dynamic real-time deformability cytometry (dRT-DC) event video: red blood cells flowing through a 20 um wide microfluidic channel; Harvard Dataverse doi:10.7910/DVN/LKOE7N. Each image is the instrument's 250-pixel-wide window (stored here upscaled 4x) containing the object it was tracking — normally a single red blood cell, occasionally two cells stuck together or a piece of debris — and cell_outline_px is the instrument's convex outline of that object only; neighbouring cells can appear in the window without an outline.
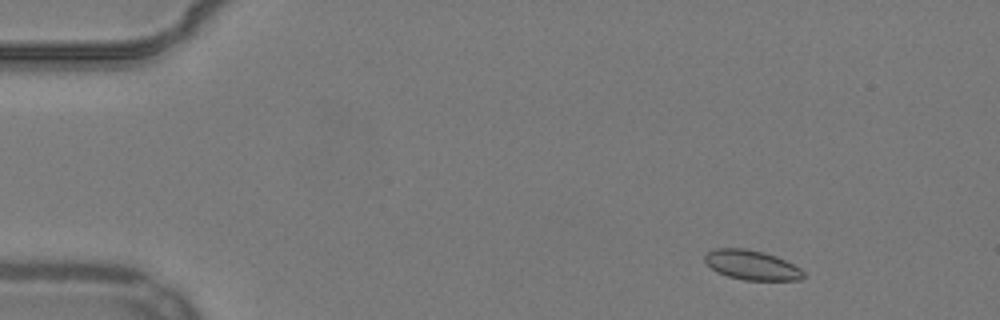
{"species": "common noctule bat (a hibernating species)", "species_latin": "Nyctalus noctula", "temperature_condition": "warm", "stored_images_in_passage": 51, "camera_frame_rate_fps": 3000, "um_per_image_px": 0.085, "animal": {"sex": "male", "body_mass_g": 19.2, "forearm_length_mm": 51.8}, "frame": {"image": 1, "passage_image": 4, "time_ms": 1.0, "image_size_px": [1000, 320], "cell_outline_px": [[804, 276], [800, 280], [744, 280], [728, 276], [716, 272], [704, 260], [704, 256], [708, 252], [716, 248], [744, 248], [764, 252], [776, 256], [800, 268], [804, 272]], "centroid_in_image_um": [63.89, 22.53], "position_along_channel_um": 21.1, "area_um2": 16.94}}
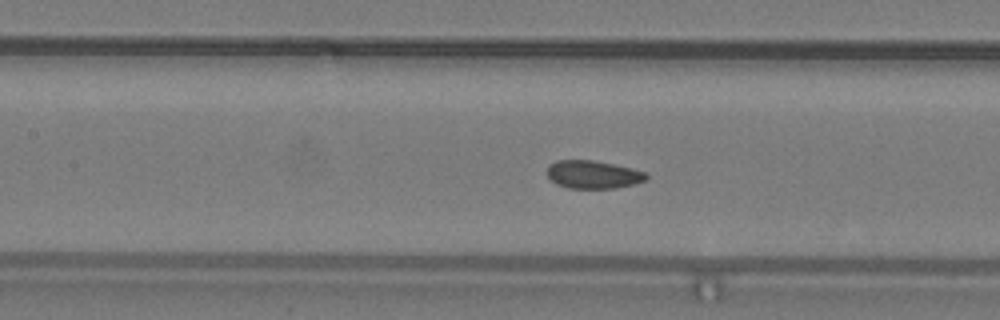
{"frame": {"image": 2, "passage_image": 22, "time_ms": 7.0, "image_size_px": [1000, 320], "cell_outline_px": [[648, 180], [632, 184], [612, 188], [568, 188], [556, 184], [548, 176], [548, 168], [556, 160], [592, 160], [632, 168], [644, 172], [648, 176]], "centroid_in_image_um": [50.42, 14.83], "position_along_channel_um": 157.0, "area_um2": 15.95}}
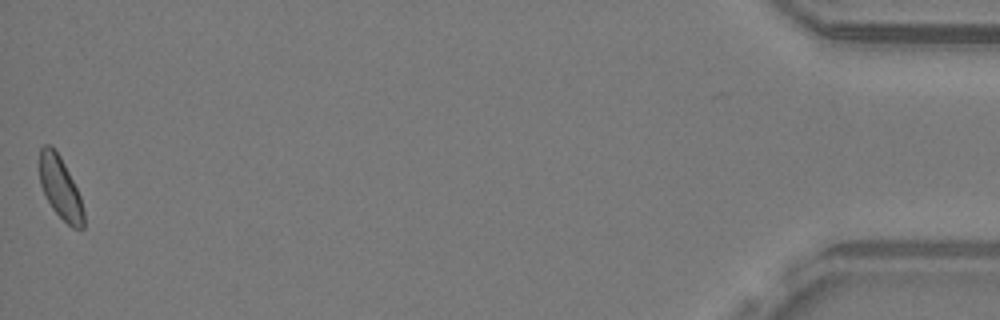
{"frame": {"image": 3, "passage_image": 51, "time_ms": 16.667, "image_size_px": [1000, 320], "cell_outline_px": [[84, 228], [72, 228], [52, 208], [40, 184], [40, 148], [44, 144], [52, 144], [60, 156], [80, 196], [84, 212]], "centroid_in_image_um": [5.12, 15.95], "position_along_channel_um": 430.1, "area_um2": 15.72}, "authors_computed_cell_mechanics": {"area_um2": 16.5308, "velocity_mm_per_s": 3.8345, "shape_relaxation_time_tau1_ms": 2.4493, "shape_relaxation_time_tau2_ms": 1.6119, "deformation_change_tau1": 0.0741, "deformation_change_tau2": 0.0631}}